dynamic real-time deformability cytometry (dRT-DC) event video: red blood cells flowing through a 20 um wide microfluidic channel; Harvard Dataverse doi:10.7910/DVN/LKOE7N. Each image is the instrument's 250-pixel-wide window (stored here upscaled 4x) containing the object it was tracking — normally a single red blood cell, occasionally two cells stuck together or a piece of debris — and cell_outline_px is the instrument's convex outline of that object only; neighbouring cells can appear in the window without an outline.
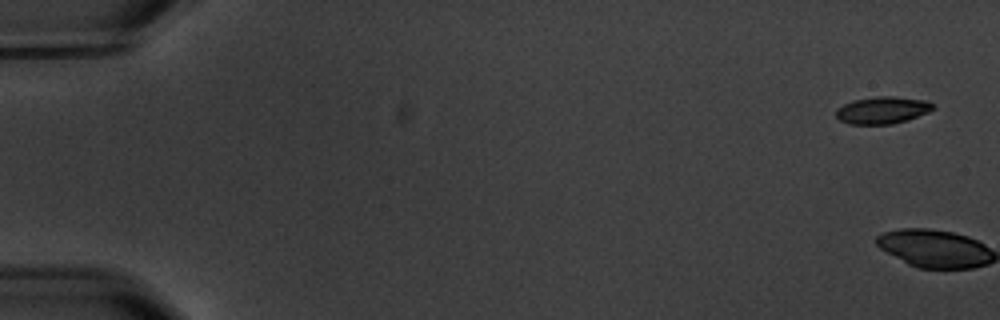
{"species": "common noctule bat (a hibernating species)", "species_latin": "Nyctalus noctula", "temperature_condition": "warm", "stored_images_in_passage": 6, "camera_frame_rate_fps": 3000, "um_per_image_px": 0.085, "animal": {"sex": "male", "body_mass_g": 20.1, "forearm_length_mm": 53.5}, "frame": {"image": 1, "passage_image": 1, "time_ms": 0.0, "image_size_px": [1000, 320], "cell_outline_px": [[936, 108], [928, 112], [908, 120], [892, 124], [848, 124], [840, 120], [836, 116], [836, 108], [852, 100], [876, 96], [892, 96], [928, 100]], "centroid_in_image_um": [75.01, 9.36], "position_along_channel_um": 10.0, "area_um2": 15.49}}